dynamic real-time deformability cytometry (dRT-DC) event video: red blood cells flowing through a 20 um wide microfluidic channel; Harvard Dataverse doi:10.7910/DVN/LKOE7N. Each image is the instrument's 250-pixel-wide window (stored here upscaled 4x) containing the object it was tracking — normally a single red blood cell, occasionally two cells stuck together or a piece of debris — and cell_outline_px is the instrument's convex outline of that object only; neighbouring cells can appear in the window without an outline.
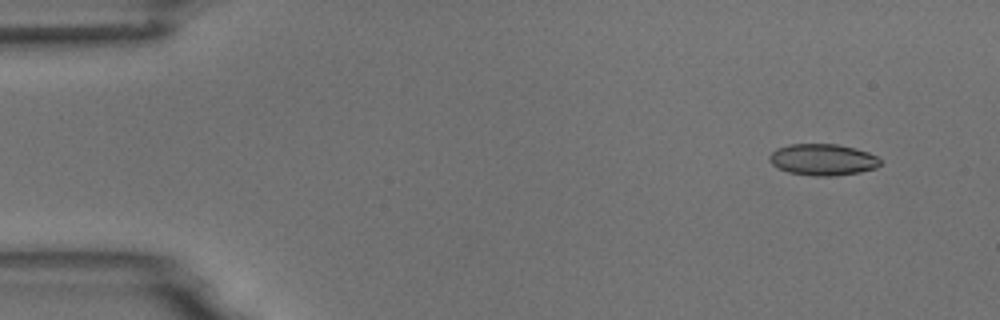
{"species": "common noctule bat (a hibernating species)", "species_latin": "Nyctalus noctula", "temperature_condition": "room temperature", "stored_images_in_passage": 5, "camera_frame_rate_fps": 3000, "um_per_image_px": 0.085, "animal": {"sex": "male", "body_mass_g": 18.8}, "frame": {"image": 1, "passage_image": 1, "time_ms": 0.0, "image_size_px": [1000, 320], "cell_outline_px": [[880, 164], [876, 168], [860, 172], [836, 176], [812, 176], [788, 172], [772, 164], [768, 156], [776, 148], [788, 144], [836, 144], [856, 148], [868, 152], [876, 156], [880, 160]], "centroid_in_image_um": [69.94, 13.57], "position_along_channel_um": 15.1, "area_um2": 20.4}}
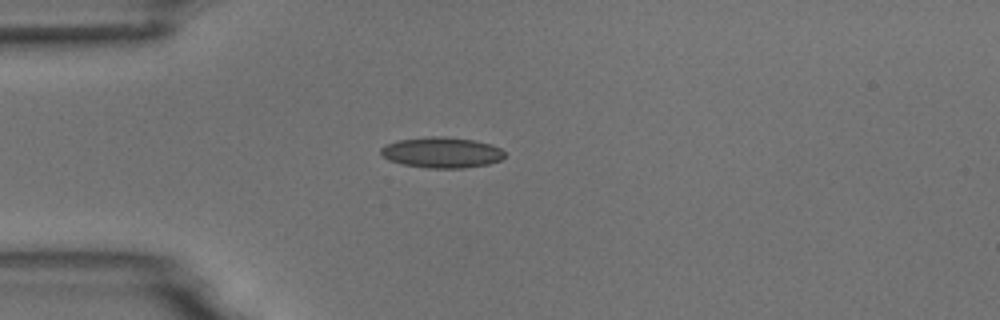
{"frame": {"image": 2, "passage_image": 4, "time_ms": 3.333, "image_size_px": [1000, 320], "cell_outline_px": [[504, 156], [500, 160], [488, 164], [464, 168], [428, 168], [404, 164], [388, 160], [380, 152], [380, 148], [388, 144], [400, 140], [428, 136], [444, 136], [472, 140], [488, 144], [500, 148], [504, 152]], "centroid_in_image_um": [37.54, 12.96], "position_along_channel_um": 47.5, "area_um2": 21.91}}